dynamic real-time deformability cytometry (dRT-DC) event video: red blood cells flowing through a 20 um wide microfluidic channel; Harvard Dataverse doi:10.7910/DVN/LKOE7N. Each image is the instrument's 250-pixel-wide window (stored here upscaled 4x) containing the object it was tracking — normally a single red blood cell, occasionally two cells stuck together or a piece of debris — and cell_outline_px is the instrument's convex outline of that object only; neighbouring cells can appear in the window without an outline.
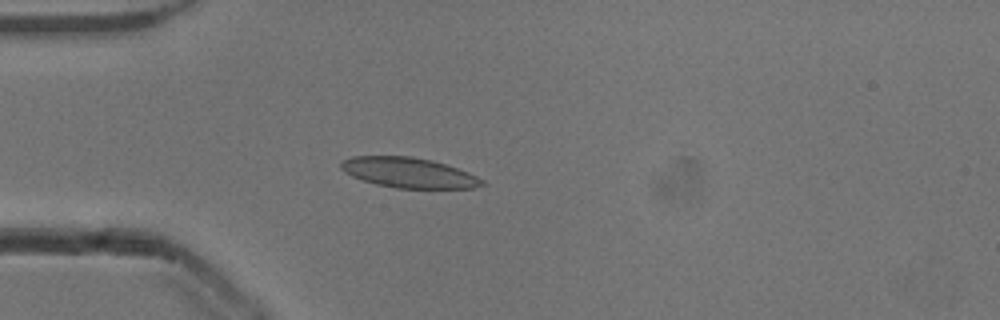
{"species": "common noctule bat (a hibernating species)", "species_latin": "Nyctalus noctula", "temperature_condition": "cold", "stored_images_in_passage": 52, "camera_frame_rate_fps": 3000, "um_per_image_px": 0.085, "animal": {"sex": "male", "body_mass_g": 13.3}, "frame": {"image": 1, "passage_image": 14, "time_ms": 4.333, "image_size_px": [1000, 320], "cell_outline_px": [[488, 184], [472, 188], [396, 188], [376, 184], [352, 176], [344, 172], [340, 168], [340, 160], [352, 156], [412, 156], [432, 160], [468, 172], [484, 180]], "centroid_in_image_um": [34.72, 14.67], "position_along_channel_um": 50.3, "area_um2": 24.85}}
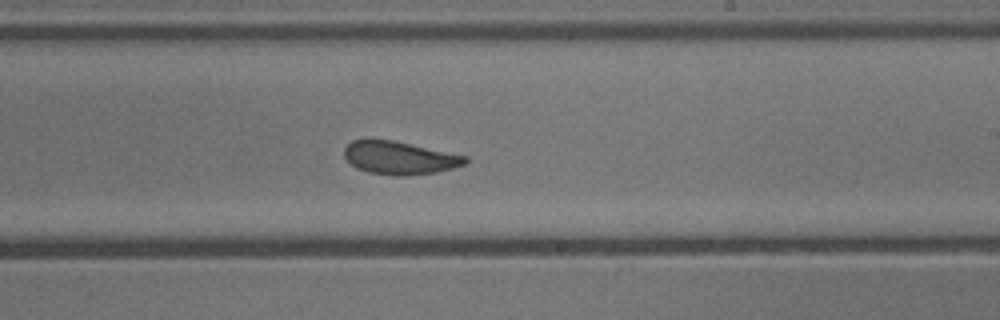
{"frame": {"image": 2, "passage_image": 31, "time_ms": 10.0, "image_size_px": [1000, 320], "cell_outline_px": [[468, 160], [464, 164], [452, 168], [436, 172], [408, 176], [392, 176], [368, 172], [356, 168], [344, 156], [344, 148], [352, 140], [392, 140], [468, 156]], "centroid_in_image_um": [33.96, 13.43], "position_along_channel_um": 255.0, "area_um2": 23.18}}
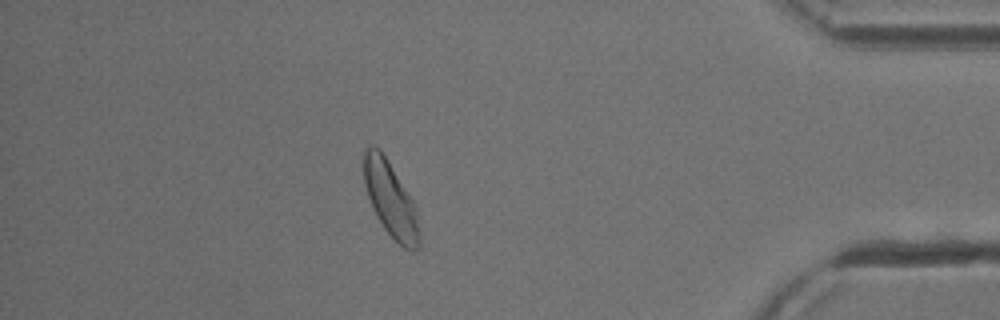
{"frame": {"image": 3, "passage_image": 46, "time_ms": 15.0, "image_size_px": [1000, 320], "cell_outline_px": [[420, 248], [412, 252], [404, 248], [384, 228], [376, 216], [372, 208], [364, 184], [364, 148], [368, 144], [372, 144], [380, 148], [416, 204], [420, 232]], "centroid_in_image_um": [33.22, 16.94], "position_along_channel_um": 402.0, "area_um2": 24.68}, "authors_computed_cell_mechanics": {"area_um2": 24.3049, "velocity_mm_per_s": 3.8181, "shape_relaxation_time_tau1_ms": 3.5372, "shape_relaxation_time_tau2_ms": 1.1974, "deformation_change_tau1": 0.085, "deformation_change_tau2": 0.0579}}